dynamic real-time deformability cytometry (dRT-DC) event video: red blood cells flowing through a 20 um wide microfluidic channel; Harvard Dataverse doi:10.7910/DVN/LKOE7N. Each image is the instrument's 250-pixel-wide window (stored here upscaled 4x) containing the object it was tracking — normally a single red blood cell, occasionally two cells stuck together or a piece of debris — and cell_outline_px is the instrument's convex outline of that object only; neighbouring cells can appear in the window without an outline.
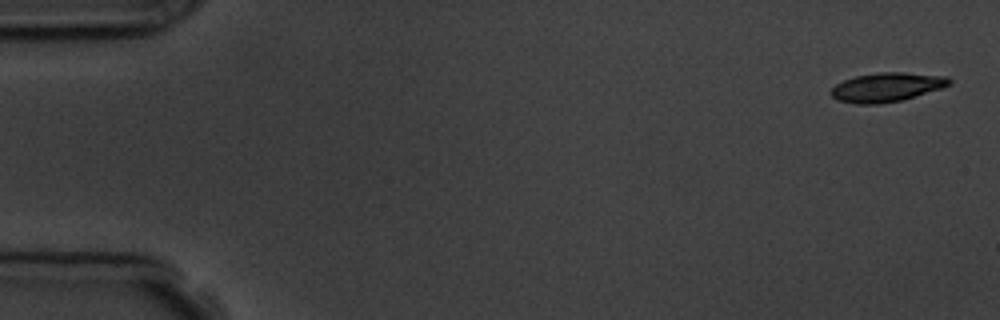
{"species": "common noctule bat (a hibernating species)", "species_latin": "Nyctalus noctula", "temperature_condition": "room temperature", "stored_images_in_passage": 5, "camera_frame_rate_fps": 3000, "um_per_image_px": 0.085, "animal": {"sex": "male", "body_mass_g": 19.5, "forearm_length_mm": 54.6}, "frame": {"image": 1, "passage_image": 1, "time_ms": 0.0, "image_size_px": [1000, 320], "cell_outline_px": [[952, 84], [940, 88], [900, 100], [880, 104], [856, 104], [836, 100], [828, 92], [836, 84], [844, 80], [856, 76], [880, 72], [904, 72], [948, 76], [952, 80]], "centroid_in_image_um": [75.35, 7.4], "position_along_channel_um": 9.7, "area_um2": 20.0}}